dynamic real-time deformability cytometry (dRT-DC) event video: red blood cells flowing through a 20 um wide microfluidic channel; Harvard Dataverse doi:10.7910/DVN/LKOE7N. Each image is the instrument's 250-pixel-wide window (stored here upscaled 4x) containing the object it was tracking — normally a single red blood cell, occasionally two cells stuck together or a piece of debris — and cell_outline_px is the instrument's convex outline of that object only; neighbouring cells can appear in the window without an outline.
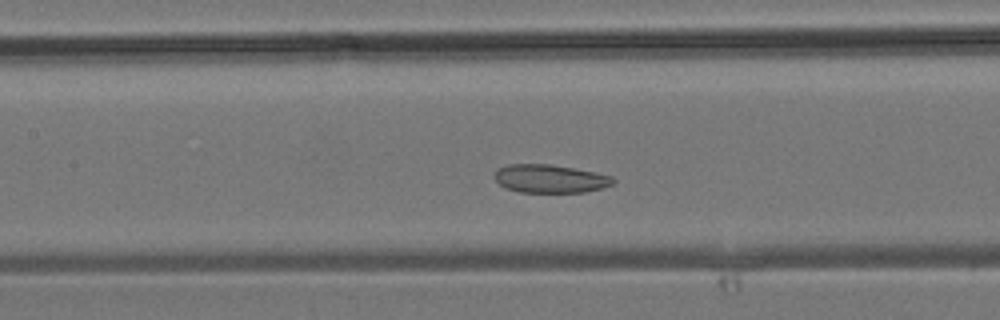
{"species": "common noctule bat (a hibernating species)", "species_latin": "Nyctalus noctula", "temperature_condition": "room temperature", "stored_images_in_passage": 19, "camera_frame_rate_fps": 3000, "um_per_image_px": 0.085, "animal": {"sex": "male", "body_mass_g": 19.2, "forearm_length_mm": 51.8}, "frame": {"image": 1, "passage_image": 13, "time_ms": 4.0, "image_size_px": [1000, 320], "cell_outline_px": [[616, 180], [612, 184], [600, 188], [584, 192], [520, 192], [504, 188], [496, 180], [496, 172], [500, 168], [508, 164], [552, 164], [596, 172], [612, 176]], "centroid_in_image_um": [46.78, 15.18], "position_along_channel_um": 160.6, "area_um2": 19.42}}
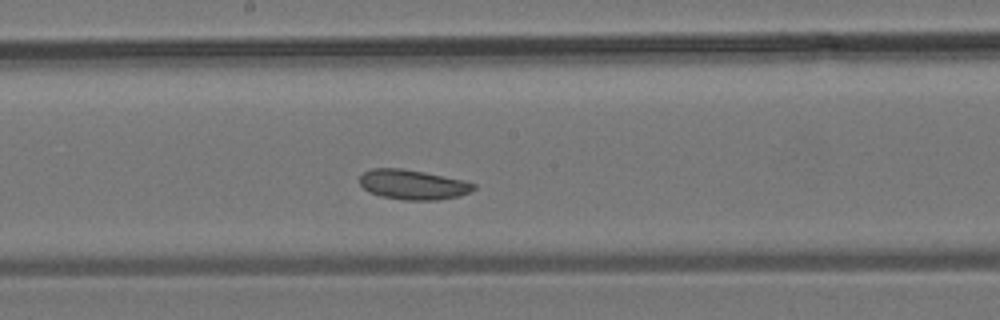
{"frame": {"image": 2, "passage_image": 16, "time_ms": 5.0, "image_size_px": [1000, 320], "cell_outline_px": [[476, 188], [460, 196], [436, 200], [404, 200], [380, 196], [368, 192], [360, 184], [360, 176], [364, 172], [372, 168], [400, 168], [424, 172], [464, 180], [476, 184]], "centroid_in_image_um": [35.09, 15.69], "position_along_channel_um": 213.1, "area_um2": 19.83}}
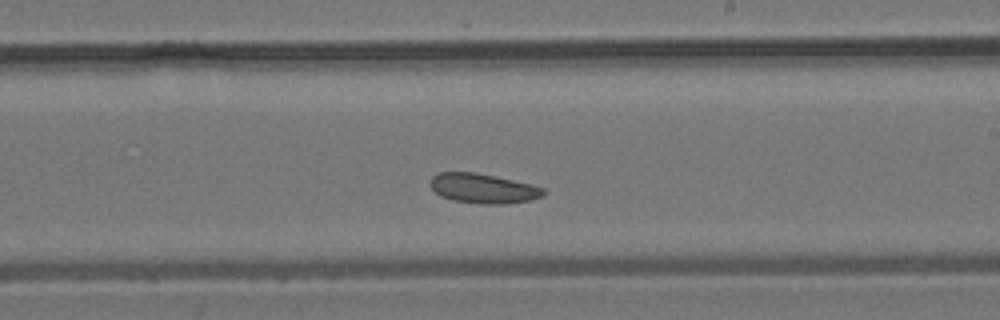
{"frame": {"image": 3, "passage_image": 18, "time_ms": 5.667, "image_size_px": [1000, 320], "cell_outline_px": [[544, 196], [532, 200], [504, 204], [484, 204], [452, 200], [440, 196], [428, 184], [432, 176], [436, 172], [476, 172], [532, 184], [544, 188]], "centroid_in_image_um": [41.05, 16.01], "position_along_channel_um": 247.9, "area_um2": 19.77}}